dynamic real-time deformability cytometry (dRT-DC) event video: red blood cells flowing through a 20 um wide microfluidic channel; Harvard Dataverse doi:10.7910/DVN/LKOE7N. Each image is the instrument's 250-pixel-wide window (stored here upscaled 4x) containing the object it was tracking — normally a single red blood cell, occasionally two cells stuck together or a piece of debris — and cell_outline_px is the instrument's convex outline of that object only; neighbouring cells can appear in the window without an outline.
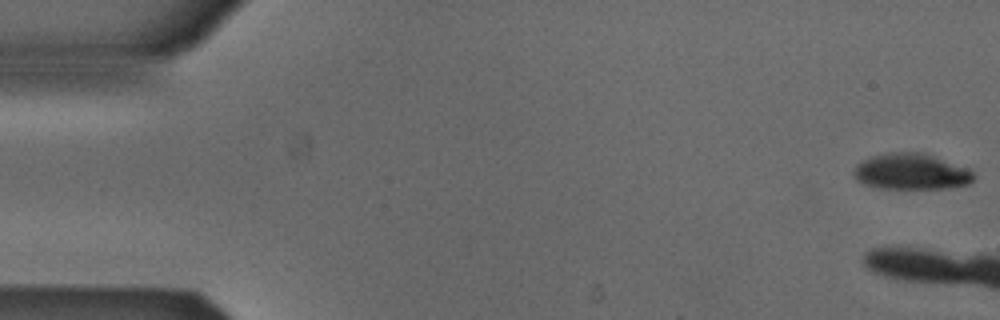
{"species": "Egyptian fruit bat (a non-hibernating species)", "species_latin": "Rousettus aegyptiacus", "temperature_condition": "cold", "stored_images_in_passage": 5, "camera_frame_rate_fps": 3000, "um_per_image_px": 0.085, "animal": {"sex": "male"}, "frame": {"image": 1, "passage_image": 1, "time_ms": 0.0, "image_size_px": [1000, 320], "cell_outline_px": [[976, 176], [968, 184], [948, 188], [880, 188], [864, 184], [856, 180], [852, 172], [856, 164], [872, 156], [892, 152], [924, 152], [964, 168], [972, 172]], "centroid_in_image_um": [77.4, 14.59], "position_along_channel_um": 7.6, "area_um2": 24.91}}